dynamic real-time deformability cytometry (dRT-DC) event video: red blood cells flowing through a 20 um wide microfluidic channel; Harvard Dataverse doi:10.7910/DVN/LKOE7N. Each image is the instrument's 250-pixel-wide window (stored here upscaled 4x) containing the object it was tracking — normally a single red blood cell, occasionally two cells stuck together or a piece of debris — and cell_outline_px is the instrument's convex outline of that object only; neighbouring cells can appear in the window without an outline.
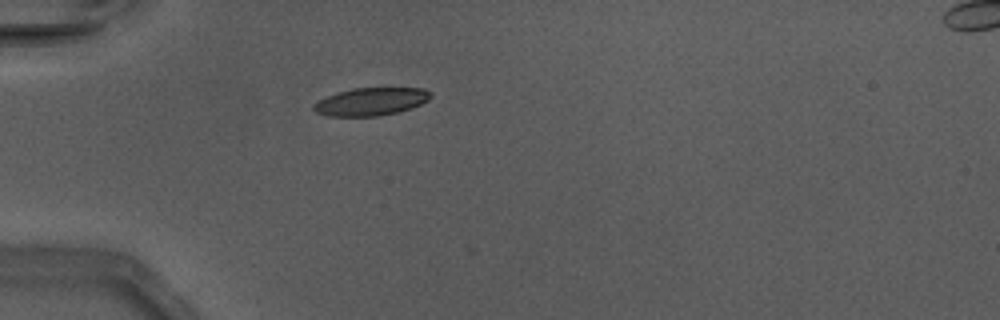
{"species": "Egyptian fruit bat (a non-hibernating species)", "species_latin": "Rousettus aegyptiacus", "temperature_condition": "warm", "stored_images_in_passage": 32, "camera_frame_rate_fps": 3000, "um_per_image_px": 0.085, "animal": {"sex": "male"}, "frame": {"image": 1, "passage_image": 1, "time_ms": 0.0, "image_size_px": [1000, 320], "cell_outline_px": [[432, 96], [428, 100], [420, 104], [396, 112], [376, 116], [328, 116], [316, 112], [312, 108], [312, 104], [336, 92], [352, 88], [424, 88], [432, 92]], "centroid_in_image_um": [31.52, 8.62], "position_along_channel_um": 53.5, "area_um2": 18.84}}
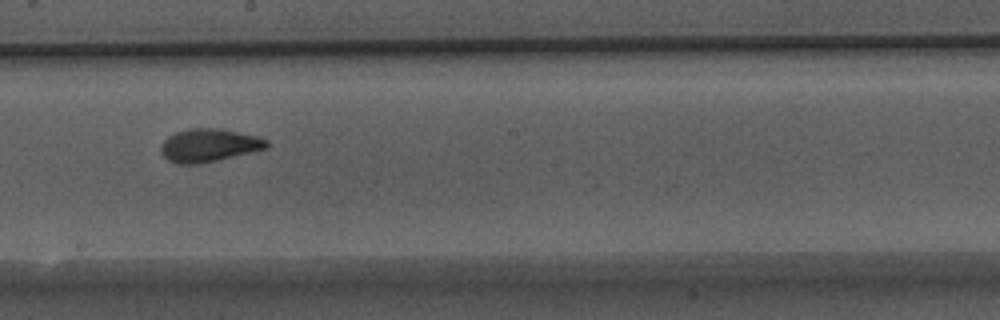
{"frame": {"image": 2, "passage_image": 14, "time_ms": 4.333, "image_size_px": [1000, 320], "cell_outline_px": [[268, 148], [200, 164], [176, 164], [168, 160], [160, 152], [160, 144], [168, 136], [176, 132], [188, 128], [216, 128], [256, 136], [268, 140]], "centroid_in_image_um": [17.71, 12.36], "position_along_channel_um": 230.5, "area_um2": 20.35}}
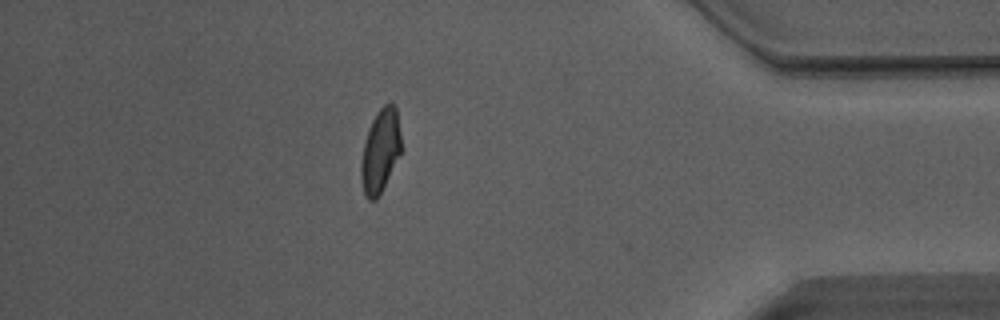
{"frame": {"image": 3, "passage_image": 28, "time_ms": 9.0, "image_size_px": [1000, 320], "cell_outline_px": [[404, 148], [376, 200], [368, 200], [364, 192], [360, 180], [360, 164], [364, 140], [368, 128], [376, 112], [384, 104], [392, 104], [396, 108]], "centroid_in_image_um": [32.34, 12.81], "position_along_channel_um": 402.9, "area_um2": 19.88}}